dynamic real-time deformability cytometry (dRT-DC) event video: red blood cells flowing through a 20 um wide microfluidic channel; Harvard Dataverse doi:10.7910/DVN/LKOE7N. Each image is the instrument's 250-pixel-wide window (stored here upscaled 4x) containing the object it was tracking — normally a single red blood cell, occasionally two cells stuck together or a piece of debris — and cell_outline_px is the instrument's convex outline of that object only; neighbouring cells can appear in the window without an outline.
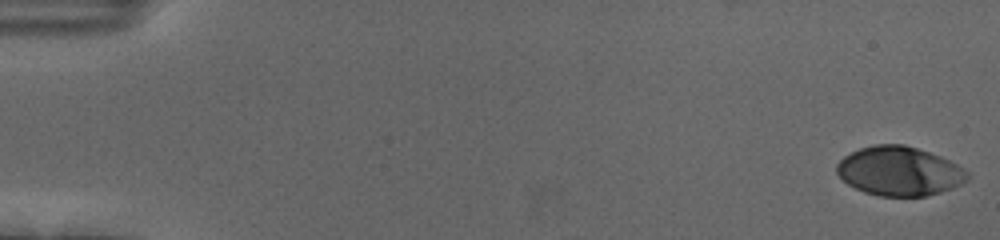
{"species": "human", "species_latin": "Homo sapiens", "temperature_condition": "cold", "stored_images_in_passage": 56, "camera_frame_rate_fps": 3000, "um_per_image_px": 0.085, "donor": {"sex": "female"}, "frame": {"image": 1, "passage_image": 1, "time_ms": 0.0, "image_size_px": [1000, 240], "cell_outline_px": [[968, 180], [952, 188], [928, 196], [880, 196], [864, 192], [848, 184], [836, 172], [836, 164], [844, 156], [860, 148], [876, 144], [904, 144], [940, 156], [964, 168], [968, 172]], "centroid_in_image_um": [76.44, 14.55], "position_along_channel_um": 8.6, "area_um2": 37.28}}
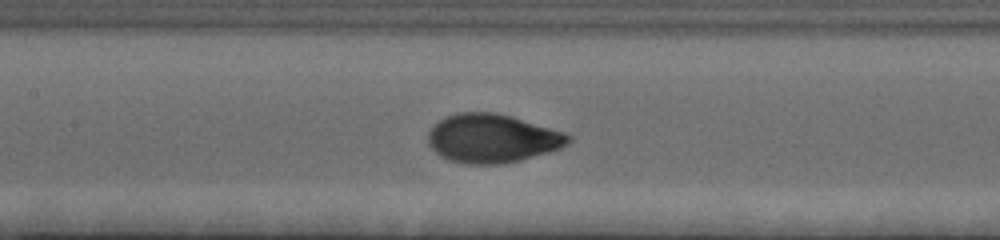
{"frame": {"image": 2, "passage_image": 27, "time_ms": 8.667, "image_size_px": [1000, 240], "cell_outline_px": [[572, 140], [568, 144], [560, 148], [548, 152], [520, 160], [504, 164], [468, 164], [448, 160], [440, 156], [428, 144], [428, 132], [440, 120], [448, 116], [460, 112], [496, 112], [512, 116], [564, 132], [572, 136]], "centroid_in_image_um": [41.85, 11.77], "position_along_channel_um": 165.5, "area_um2": 39.77}}
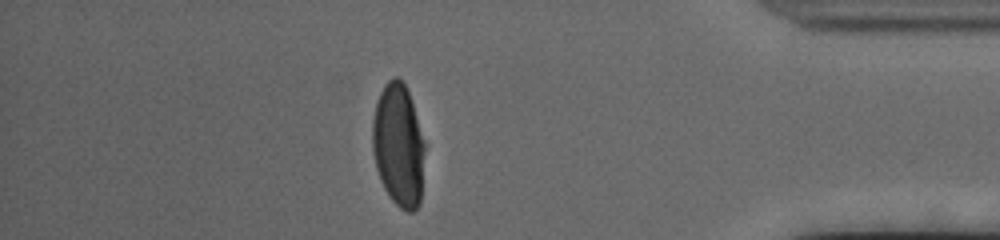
{"frame": {"image": 3, "passage_image": 49, "time_ms": 16.0, "image_size_px": [1000, 240], "cell_outline_px": [[424, 152], [420, 204], [412, 212], [408, 212], [400, 208], [388, 196], [380, 180], [376, 168], [372, 152], [372, 120], [376, 104], [380, 92], [384, 84], [388, 80], [396, 76], [404, 84], [408, 92], [424, 140]], "centroid_in_image_um": [33.84, 12.37], "position_along_channel_um": 401.4, "area_um2": 37.4}, "authors_computed_cell_mechanics": {"area_um2": 38.9861, "velocity_mm_per_s": 3.667, "shape_relaxation_time_tau1_ms": 3.2753, "shape_relaxation_time_tau2_ms": null, "deformation_change_tau1": 0.1921, "deformation_change_tau2": null}}